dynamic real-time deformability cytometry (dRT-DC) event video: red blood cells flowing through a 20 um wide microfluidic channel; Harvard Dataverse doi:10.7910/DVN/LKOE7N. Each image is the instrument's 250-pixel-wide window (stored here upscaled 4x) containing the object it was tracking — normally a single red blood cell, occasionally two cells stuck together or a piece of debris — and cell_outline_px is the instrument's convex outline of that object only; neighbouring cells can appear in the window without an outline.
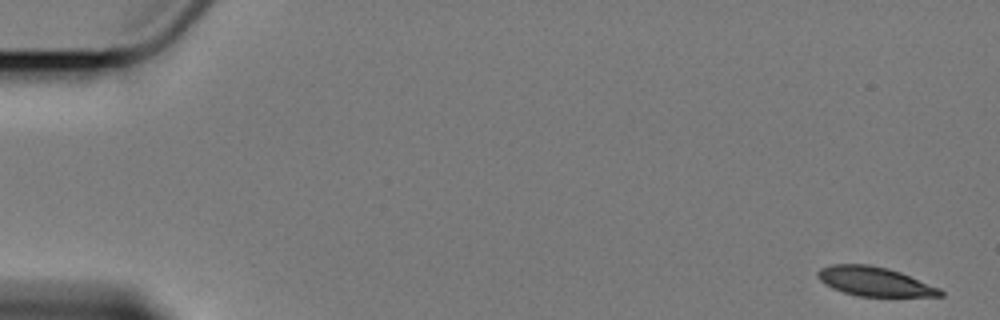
{"species": "Egyptian fruit bat (a non-hibernating species)", "species_latin": "Rousettus aegyptiacus", "temperature_condition": "cold", "stored_images_in_passage": 10, "camera_frame_rate_fps": 3000, "um_per_image_px": 0.085, "animal": {"sex": "female"}, "frame": {"image": 1, "passage_image": 1, "time_ms": 0.0, "image_size_px": [1000, 320], "cell_outline_px": [[944, 296], [856, 296], [832, 288], [820, 280], [816, 272], [820, 268], [832, 264], [868, 264], [888, 268], [900, 272], [940, 288], [944, 292]], "centroid_in_image_um": [74.33, 23.92], "position_along_channel_um": 10.7, "area_um2": 20.75}}
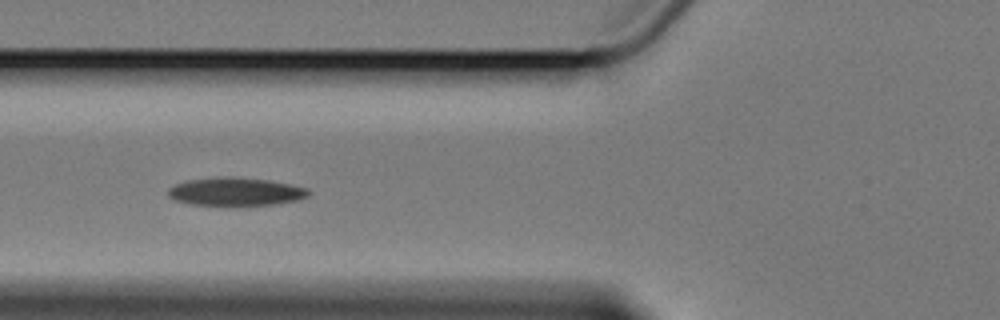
{"frame": {"image": 2, "passage_image": 7, "time_ms": 7.0, "image_size_px": [1000, 320], "cell_outline_px": [[312, 192], [308, 196], [300, 200], [276, 204], [240, 208], [192, 204], [176, 200], [168, 196], [168, 188], [176, 184], [188, 180], [216, 176], [232, 176], [272, 180], [308, 188]], "centroid_in_image_um": [20.08, 16.32], "position_along_channel_um": 105.7, "area_um2": 24.22}}
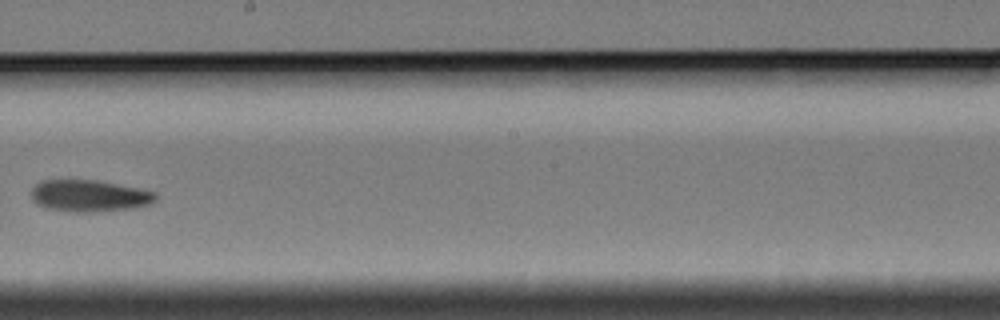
{"frame": {"image": 3, "passage_image": 10, "time_ms": 11.0, "image_size_px": [1000, 320], "cell_outline_px": [[156, 200], [152, 204], [132, 208], [96, 212], [72, 212], [44, 208], [36, 204], [32, 200], [32, 188], [40, 180], [96, 180], [140, 188], [156, 192]], "centroid_in_image_um": [7.59, 16.65], "position_along_channel_um": 240.6, "area_um2": 23.29}}